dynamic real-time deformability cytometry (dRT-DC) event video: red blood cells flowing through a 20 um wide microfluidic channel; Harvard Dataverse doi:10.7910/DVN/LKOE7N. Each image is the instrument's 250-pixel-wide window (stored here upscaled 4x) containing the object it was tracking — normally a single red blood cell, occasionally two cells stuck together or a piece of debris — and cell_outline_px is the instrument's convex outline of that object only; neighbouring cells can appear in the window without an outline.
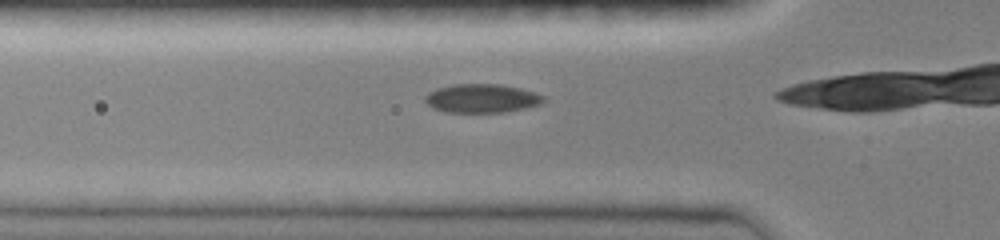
{"species": "common noctule bat (a hibernating species)", "species_latin": "Nyctalus noctula", "temperature_condition": "room temperature", "stored_images_in_passage": 15, "camera_frame_rate_fps": 3000, "um_per_image_px": 0.085, "animal": {"sex": "female", "body_mass_g": 19.0, "forearm_length_mm": 51.5}, "frame": {"image": 1, "passage_image": 10, "time_ms": 3.0, "image_size_px": [1000, 240], "cell_outline_px": [[544, 100], [540, 104], [524, 108], [504, 112], [444, 112], [432, 108], [424, 100], [424, 96], [428, 92], [436, 88], [452, 84], [500, 84], [520, 88], [536, 92], [544, 96]], "centroid_in_image_um": [40.91, 8.35], "position_along_channel_um": 84.9, "area_um2": 19.94}}
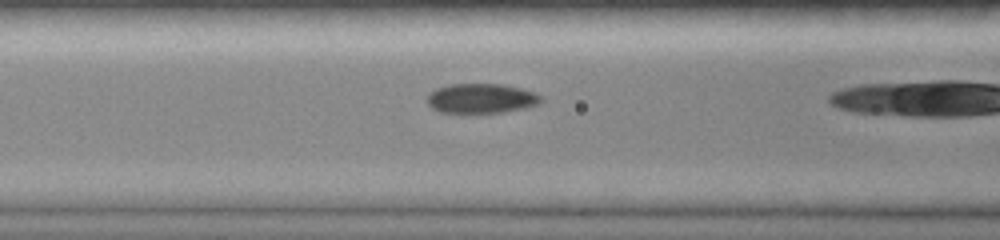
{"frame": {"image": 2, "passage_image": 13, "time_ms": 4.0, "image_size_px": [1000, 240], "cell_outline_px": [[544, 100], [540, 104], [528, 108], [504, 112], [464, 116], [440, 112], [432, 108], [428, 104], [428, 92], [436, 88], [448, 84], [500, 84], [520, 88], [536, 92]], "centroid_in_image_um": [40.89, 8.42], "position_along_channel_um": 125.7, "area_um2": 20.75}}